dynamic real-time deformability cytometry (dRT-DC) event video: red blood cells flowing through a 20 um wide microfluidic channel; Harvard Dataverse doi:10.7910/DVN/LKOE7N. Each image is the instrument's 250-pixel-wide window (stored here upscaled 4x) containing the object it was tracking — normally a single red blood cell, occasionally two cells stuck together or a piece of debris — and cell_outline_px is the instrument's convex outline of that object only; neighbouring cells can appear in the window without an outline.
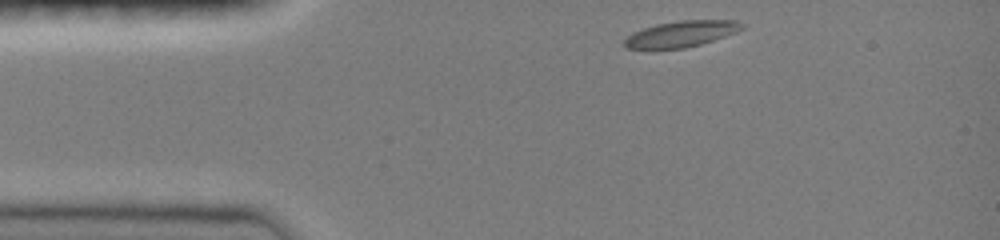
{"species": "common noctule bat (a hibernating species)", "species_latin": "Nyctalus noctula", "temperature_condition": "room temperature", "stored_images_in_passage": 35, "camera_frame_rate_fps": 3000, "um_per_image_px": 0.085, "animal": {"sex": "female", "body_mass_g": 19.0, "forearm_length_mm": 51.5}, "frame": {"image": 1, "passage_image": 1, "time_ms": 0.0, "image_size_px": [1000, 240], "cell_outline_px": [[744, 28], [736, 32], [700, 44], [684, 48], [648, 52], [624, 48], [624, 40], [632, 32], [656, 24], [680, 20], [736, 20], [744, 24]], "centroid_in_image_um": [57.79, 2.93], "position_along_channel_um": 27.2, "area_um2": 18.5}}
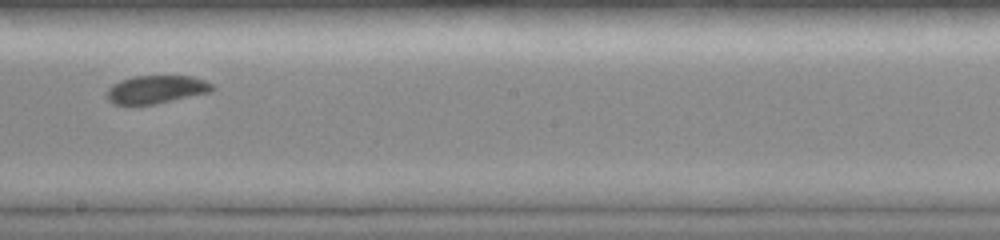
{"frame": {"image": 2, "passage_image": 20, "time_ms": 6.333, "image_size_px": [1000, 240], "cell_outline_px": [[216, 88], [212, 92], [156, 104], [112, 104], [108, 100], [108, 88], [112, 84], [120, 80], [132, 76], [192, 76], [204, 80], [212, 84]], "centroid_in_image_um": [13.31, 7.6], "position_along_channel_um": 234.9, "area_um2": 17.34}}
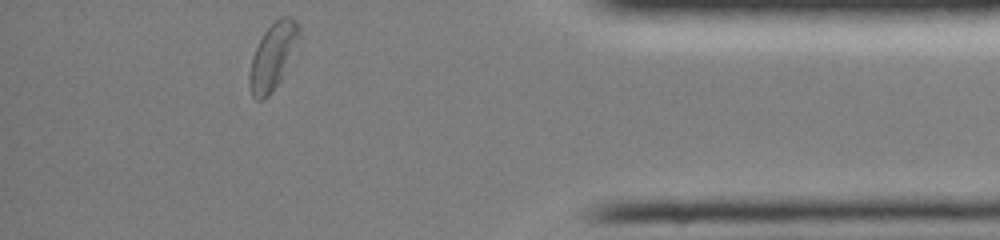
{"frame": {"image": 3, "passage_image": 35, "time_ms": 11.333, "image_size_px": [1000, 240], "cell_outline_px": [[300, 36], [280, 80], [268, 96], [264, 100], [256, 100], [252, 96], [248, 84], [248, 76], [252, 56], [264, 32], [280, 16], [288, 16], [296, 20], [300, 24]], "centroid_in_image_um": [23.17, 4.79], "position_along_channel_um": 412.0, "area_um2": 18.96}, "authors_computed_cell_mechanics": {"area_um2": 17.9758, "velocity_mm_per_s": 4.0279, "shape_relaxation_time_tau1_ms": 3.4278, "shape_relaxation_time_tau2_ms": null, "deformation_change_tau1": 0.1088, "deformation_change_tau2": null}}